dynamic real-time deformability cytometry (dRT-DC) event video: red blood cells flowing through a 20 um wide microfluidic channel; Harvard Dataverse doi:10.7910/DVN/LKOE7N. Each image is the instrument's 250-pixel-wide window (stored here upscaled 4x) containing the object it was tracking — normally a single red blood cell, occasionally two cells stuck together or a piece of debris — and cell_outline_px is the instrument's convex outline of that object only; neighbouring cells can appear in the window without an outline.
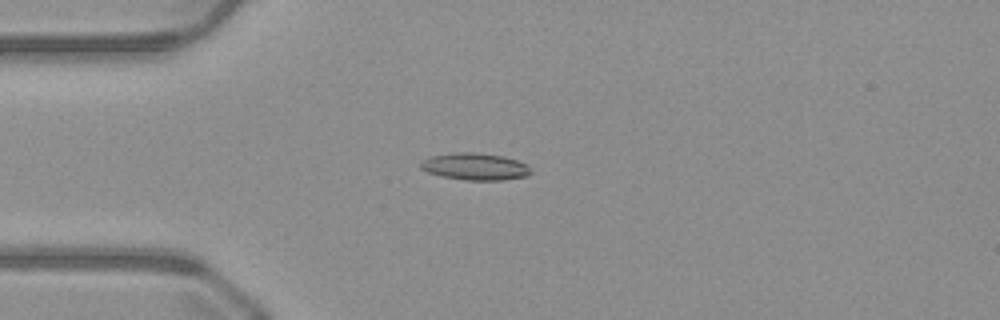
{"species": "common noctule bat (a hibernating species)", "species_latin": "Nyctalus noctula", "temperature_condition": "warm", "stored_images_in_passage": 51, "camera_frame_rate_fps": 3000, "um_per_image_px": 0.085, "animal": {"sex": "male", "body_mass_g": 23.1, "forearm_length_mm": 52.7}, "frame": {"image": 1, "passage_image": 14, "time_ms": 4.333, "image_size_px": [1000, 320], "cell_outline_px": [[532, 172], [528, 176], [504, 180], [464, 180], [444, 176], [428, 172], [420, 168], [420, 164], [424, 160], [432, 156], [460, 152], [472, 152], [504, 156], [528, 164]], "centroid_in_image_um": [40.44, 14.16], "position_along_channel_um": 44.6, "area_um2": 17.22}}
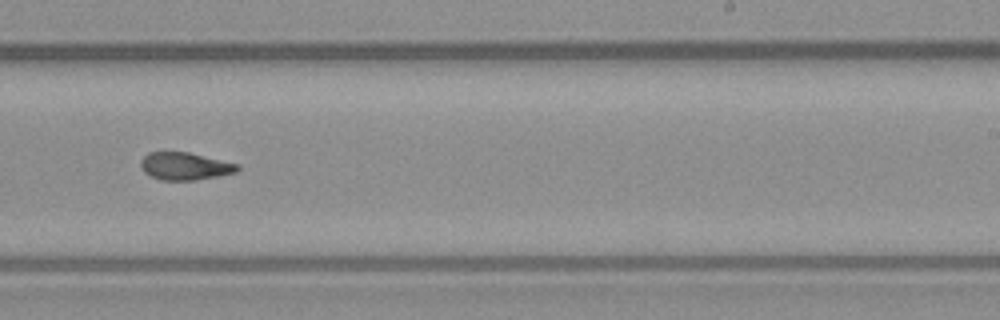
{"frame": {"image": 2, "passage_image": 32, "time_ms": 10.333, "image_size_px": [1000, 320], "cell_outline_px": [[240, 168], [236, 172], [220, 176], [196, 180], [160, 180], [144, 172], [140, 164], [140, 160], [148, 152], [188, 152], [240, 164]], "centroid_in_image_um": [15.74, 14.12], "position_along_channel_um": 273.3, "area_um2": 15.61}}
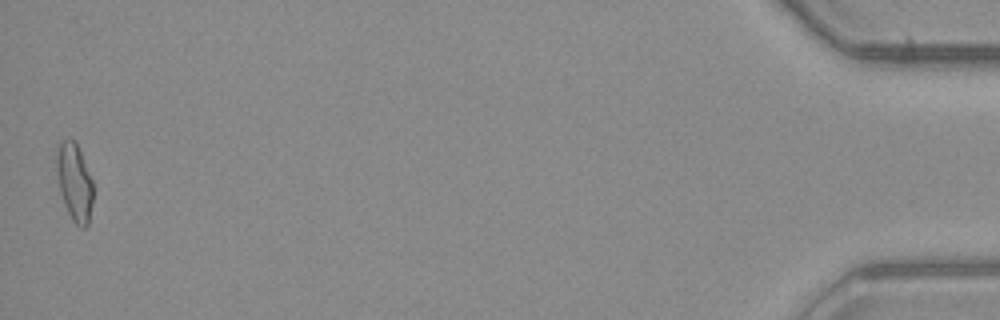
{"frame": {"image": 3, "passage_image": 51, "time_ms": 16.667, "image_size_px": [1000, 320], "cell_outline_px": [[92, 200], [88, 224], [84, 228], [80, 228], [72, 220], [64, 204], [60, 192], [56, 172], [56, 156], [60, 144], [64, 140], [72, 140], [76, 144], [80, 152], [92, 180]], "centroid_in_image_um": [6.31, 15.53], "position_along_channel_um": 428.9, "area_um2": 16.13}, "authors_computed_cell_mechanics": {"area_um2": 16.184, "velocity_mm_per_s": 4.0888, "shape_relaxation_time_tau1_ms": null, "shape_relaxation_time_tau2_ms": 3.5914, "deformation_change_tau1": null, "deformation_change_tau2": 0.1087}}